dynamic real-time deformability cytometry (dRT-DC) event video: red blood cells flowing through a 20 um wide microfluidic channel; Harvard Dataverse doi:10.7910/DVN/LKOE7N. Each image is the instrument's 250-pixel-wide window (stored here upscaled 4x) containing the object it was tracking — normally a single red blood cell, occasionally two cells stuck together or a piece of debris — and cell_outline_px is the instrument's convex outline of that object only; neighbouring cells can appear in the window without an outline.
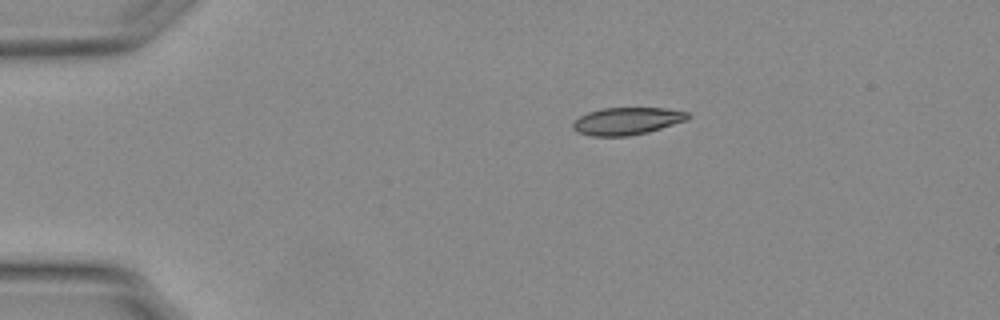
{"species": "Egyptian fruit bat (a non-hibernating species)", "species_latin": "Rousettus aegyptiacus", "temperature_condition": "warm", "stored_images_in_passage": 38, "camera_frame_rate_fps": 3000, "um_per_image_px": 0.085, "animal": {"sex": "female"}, "frame": {"image": 1, "passage_image": 1, "time_ms": 0.0, "image_size_px": [1000, 320], "cell_outline_px": [[688, 116], [684, 120], [648, 132], [628, 136], [592, 136], [576, 132], [572, 128], [572, 124], [580, 116], [588, 112], [604, 108], [664, 108], [688, 112]], "centroid_in_image_um": [53.22, 10.29], "position_along_channel_um": 31.8, "area_um2": 18.03}}
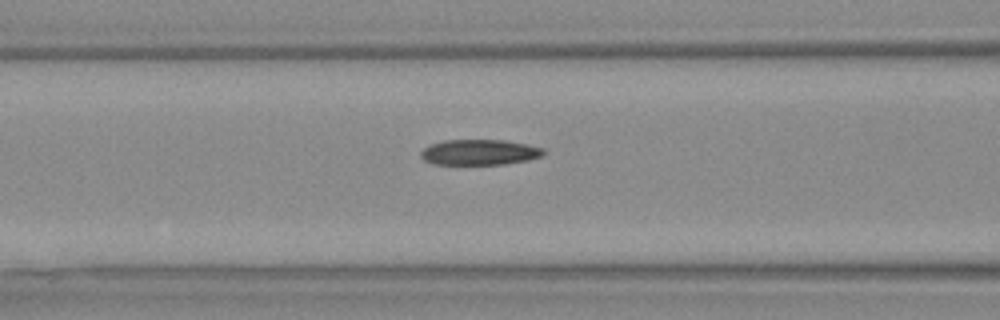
{"frame": {"image": 2, "passage_image": 13, "time_ms": 4.0, "image_size_px": [1000, 320], "cell_outline_px": [[544, 156], [528, 160], [504, 164], [432, 164], [424, 160], [420, 156], [420, 152], [424, 148], [432, 144], [444, 140], [504, 140], [528, 144], [544, 148]], "centroid_in_image_um": [40.78, 12.94], "position_along_channel_um": 125.8, "area_um2": 18.32}}
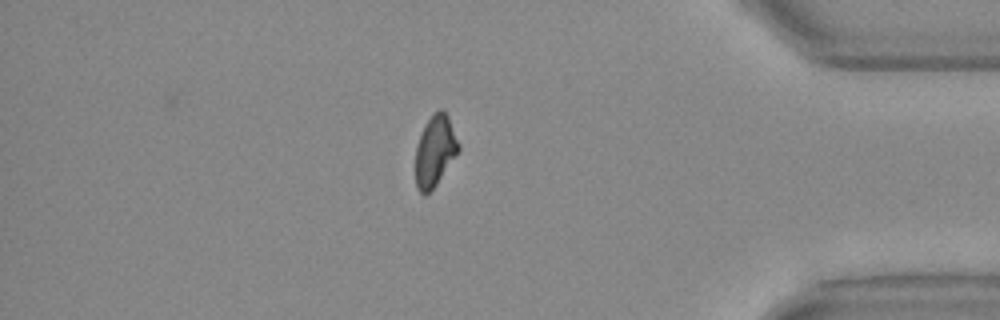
{"frame": {"image": 3, "passage_image": 37, "time_ms": 12.0, "image_size_px": [1000, 320], "cell_outline_px": [[460, 148], [436, 184], [424, 196], [416, 188], [416, 148], [424, 124], [432, 112], [440, 108], [444, 108], [448, 116], [460, 144]], "centroid_in_image_um": [36.97, 12.76], "position_along_channel_um": 398.2, "area_um2": 17.69}}